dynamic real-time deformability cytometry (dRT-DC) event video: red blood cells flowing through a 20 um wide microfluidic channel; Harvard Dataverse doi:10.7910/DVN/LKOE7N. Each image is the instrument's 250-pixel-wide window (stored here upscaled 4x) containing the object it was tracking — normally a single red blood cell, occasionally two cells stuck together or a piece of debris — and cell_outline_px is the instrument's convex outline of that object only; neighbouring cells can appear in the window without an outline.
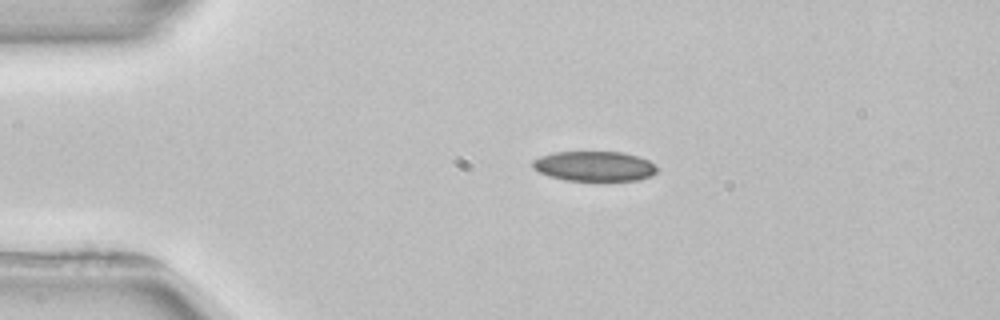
{"species": "common noctule bat (a hibernating species)", "species_latin": "Nyctalus noctula", "temperature_condition": "room temperature", "stored_images_in_passage": 2, "camera_frame_rate_fps": 3000, "um_per_image_px": 0.085, "animal": {"sex": "female", "body_mass_g": 22.7, "forearm_length_mm": 54.2}, "frame": {"image": 1, "passage_image": 1, "time_ms": 0.0, "image_size_px": [1000, 320], "cell_outline_px": [[660, 168], [652, 176], [636, 180], [564, 180], [548, 176], [532, 168], [532, 160], [540, 156], [552, 152], [624, 152], [640, 156], [656, 164]], "centroid_in_image_um": [50.54, 14.12], "position_along_channel_um": 34.5, "area_um2": 21.96}}